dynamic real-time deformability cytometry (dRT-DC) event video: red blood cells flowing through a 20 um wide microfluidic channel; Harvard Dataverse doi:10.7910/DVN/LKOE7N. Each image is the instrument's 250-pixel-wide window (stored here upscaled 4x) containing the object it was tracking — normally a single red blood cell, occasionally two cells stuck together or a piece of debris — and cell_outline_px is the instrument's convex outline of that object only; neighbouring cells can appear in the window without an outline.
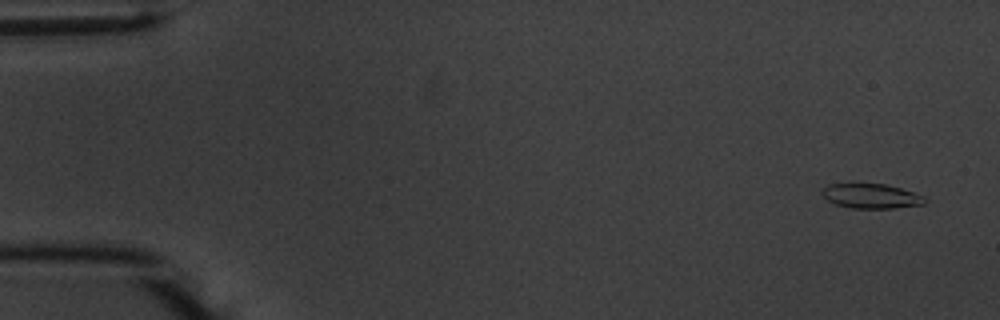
{"species": "common noctule bat (a hibernating species)", "species_latin": "Nyctalus noctula", "temperature_condition": "warm", "stored_images_in_passage": 54, "camera_frame_rate_fps": 3000, "um_per_image_px": 0.085, "animal": {"sex": "male", "body_mass_g": 20.1, "forearm_length_mm": 53.5}, "frame": {"image": 1, "passage_image": 2, "time_ms": 0.333, "image_size_px": [1000, 320], "cell_outline_px": [[928, 200], [924, 204], [892, 208], [852, 208], [836, 204], [828, 200], [820, 192], [828, 184], [884, 184], [900, 188], [924, 196]], "centroid_in_image_um": [74.06, 16.67], "position_along_channel_um": 10.9, "area_um2": 14.57}}
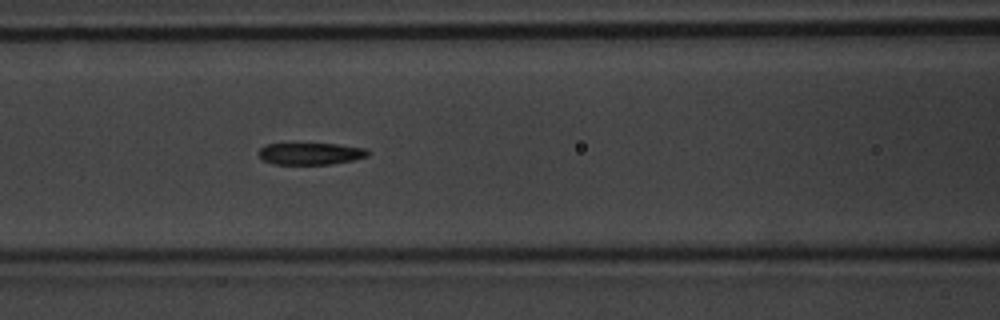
{"frame": {"image": 2, "passage_image": 23, "time_ms": 7.333, "image_size_px": [1000, 320], "cell_outline_px": [[368, 156], [352, 160], [332, 164], [272, 164], [264, 160], [260, 156], [260, 148], [268, 144], [336, 144], [368, 148]], "centroid_in_image_um": [26.44, 13.06], "position_along_channel_um": 140.2, "area_um2": 13.76}}
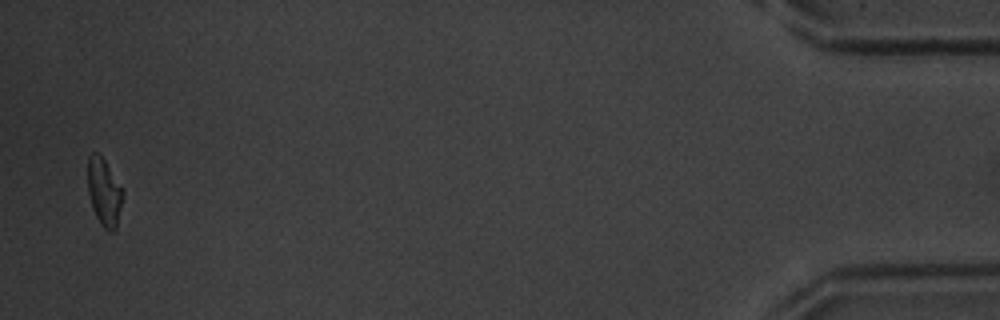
{"frame": {"image": 3, "passage_image": 53, "time_ms": 17.333, "image_size_px": [1000, 320], "cell_outline_px": [[124, 192], [116, 228], [112, 232], [108, 232], [100, 224], [92, 208], [88, 192], [88, 156], [92, 152], [96, 152], [104, 160], [124, 188]], "centroid_in_image_um": [8.86, 16.34], "position_along_channel_um": 426.3, "area_um2": 13.93}, "authors_computed_cell_mechanics": {"area_um2": 14.7679, "velocity_mm_per_s": 3.7249, "shape_relaxation_time_tau1_ms": 4.4924, "shape_relaxation_time_tau2_ms": 3.6444, "deformation_change_tau1": 0.1723, "deformation_change_tau2": 0.1056}}